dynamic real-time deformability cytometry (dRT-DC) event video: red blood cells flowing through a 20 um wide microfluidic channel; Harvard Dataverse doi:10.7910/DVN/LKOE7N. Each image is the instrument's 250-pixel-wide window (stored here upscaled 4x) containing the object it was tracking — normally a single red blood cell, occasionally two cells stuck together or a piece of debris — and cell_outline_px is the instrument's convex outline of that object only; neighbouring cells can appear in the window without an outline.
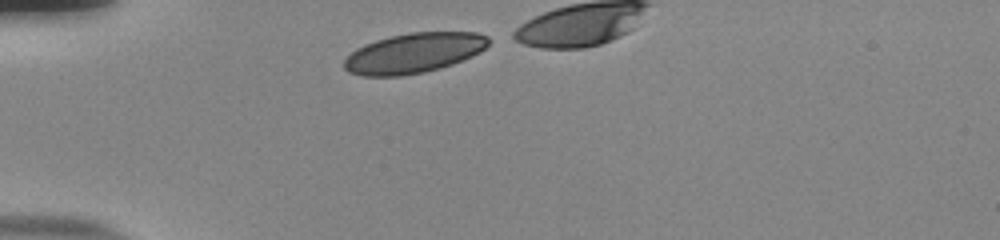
{"species": "human", "species_latin": "Homo sapiens", "temperature_condition": "room temperature", "stored_images_in_passage": 11, "camera_frame_rate_fps": 3000, "um_per_image_px": 0.085, "donor": {"sex": "male"}, "frame": {"image": 1, "passage_image": 1, "time_ms": 0.0, "image_size_px": [1000, 240], "cell_outline_px": [[488, 44], [480, 52], [472, 56], [452, 64], [440, 68], [424, 72], [400, 76], [360, 76], [348, 72], [344, 68], [344, 60], [356, 48], [364, 44], [376, 40], [408, 32], [476, 32], [488, 36]], "centroid_in_image_um": [35.15, 4.51], "position_along_channel_um": 49.8, "area_um2": 33.64}}
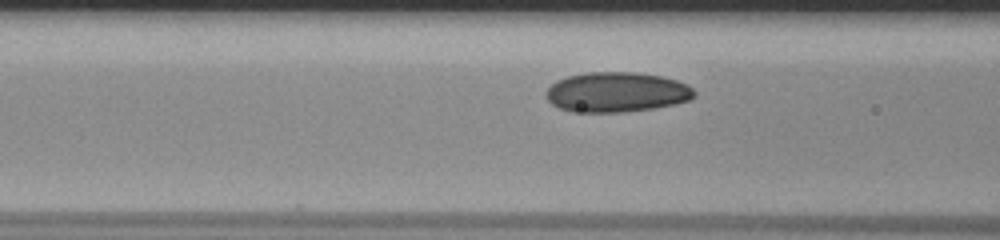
{"frame": {"image": 2, "passage_image": 8, "time_ms": 2.333, "image_size_px": [1000, 240], "cell_outline_px": [[696, 96], [688, 100], [676, 104], [656, 108], [624, 112], [572, 112], [560, 108], [552, 104], [548, 100], [544, 92], [556, 80], [568, 76], [588, 72], [636, 72], [660, 76], [676, 80], [688, 84], [696, 92]], "centroid_in_image_um": [52.42, 7.83], "position_along_channel_um": 114.2, "area_um2": 34.8}}